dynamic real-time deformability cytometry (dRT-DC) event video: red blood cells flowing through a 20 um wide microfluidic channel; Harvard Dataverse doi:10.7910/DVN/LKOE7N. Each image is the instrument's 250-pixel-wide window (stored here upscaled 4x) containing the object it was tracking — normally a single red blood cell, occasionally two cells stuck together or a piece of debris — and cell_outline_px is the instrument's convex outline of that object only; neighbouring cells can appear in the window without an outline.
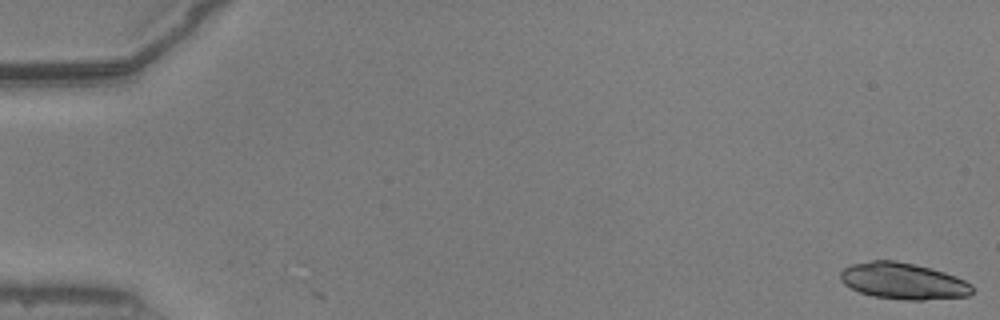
{"species": "common noctule bat (a hibernating species)", "species_latin": "Nyctalus noctula", "temperature_condition": "warm", "stored_images_in_passage": 11, "camera_frame_rate_fps": 3000, "um_per_image_px": 0.085, "animal": {"sex": "male", "body_mass_g": 20.5, "forearm_length_mm": 52.5}, "frame": {"image": 1, "passage_image": 1, "time_ms": 0.0, "image_size_px": [1000, 320], "cell_outline_px": [[972, 292], [968, 296], [924, 300], [904, 300], [872, 296], [860, 292], [844, 284], [840, 280], [840, 272], [844, 268], [852, 264], [872, 260], [896, 260], [932, 268], [944, 272], [964, 280], [972, 284]], "centroid_in_image_um": [76.76, 23.89], "position_along_channel_um": 8.2, "area_um2": 28.03}}